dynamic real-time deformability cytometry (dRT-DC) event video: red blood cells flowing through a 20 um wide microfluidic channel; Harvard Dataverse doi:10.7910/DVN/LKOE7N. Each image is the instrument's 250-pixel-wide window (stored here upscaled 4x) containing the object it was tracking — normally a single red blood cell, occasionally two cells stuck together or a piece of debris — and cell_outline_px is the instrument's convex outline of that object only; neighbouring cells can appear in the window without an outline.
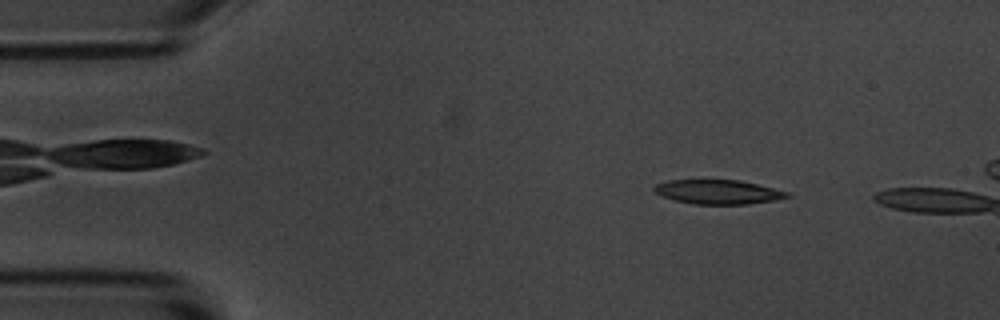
{"species": "common noctule bat (a hibernating species)", "species_latin": "Nyctalus noctula", "temperature_condition": "room temperature", "stored_images_in_passage": 15, "camera_frame_rate_fps": 3000, "um_per_image_px": 0.085, "animal": {"sex": "male", "body_mass_g": 20.1, "forearm_length_mm": 53.5}, "frame": {"image": 1, "passage_image": 7, "time_ms": 2.0, "image_size_px": [1000, 320], "cell_outline_px": [[792, 196], [772, 200], [748, 204], [696, 204], [676, 200], [664, 196], [656, 192], [652, 188], [656, 184], [668, 180], [740, 180], [788, 192]], "centroid_in_image_um": [61.03, 16.31], "position_along_channel_um": 24.0, "area_um2": 18.44}}